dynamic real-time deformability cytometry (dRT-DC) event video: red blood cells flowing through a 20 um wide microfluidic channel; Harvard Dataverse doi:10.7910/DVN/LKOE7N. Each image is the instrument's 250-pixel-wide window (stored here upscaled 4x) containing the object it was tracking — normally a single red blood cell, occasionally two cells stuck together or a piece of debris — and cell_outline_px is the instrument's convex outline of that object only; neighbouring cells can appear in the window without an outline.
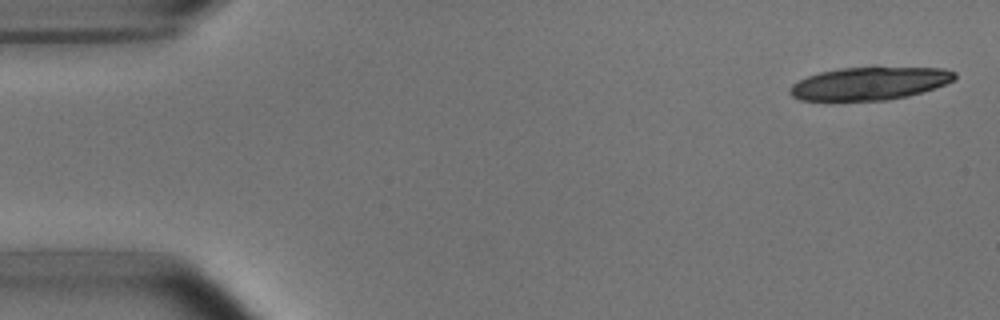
{"species": "common noctule bat (a hibernating species)", "species_latin": "Nyctalus noctula", "temperature_condition": "room temperature", "stored_images_in_passage": 3, "segment_of_instrument_passage": [1, 2], "camera_frame_rate_fps": 3000, "um_per_image_px": 0.085, "animal": {"sex": "male", "body_mass_g": 15.6}, "frame": {"image": 1, "passage_image": 1, "time_ms": 0.0, "image_size_px": [1000, 320], "cell_outline_px": [[956, 80], [908, 96], [888, 100], [800, 100], [792, 96], [788, 92], [788, 88], [792, 84], [808, 76], [820, 72], [840, 68], [876, 64], [944, 68], [956, 72]], "centroid_in_image_um": [73.96, 7.03], "position_along_channel_um": 11.0, "area_um2": 32.71}}